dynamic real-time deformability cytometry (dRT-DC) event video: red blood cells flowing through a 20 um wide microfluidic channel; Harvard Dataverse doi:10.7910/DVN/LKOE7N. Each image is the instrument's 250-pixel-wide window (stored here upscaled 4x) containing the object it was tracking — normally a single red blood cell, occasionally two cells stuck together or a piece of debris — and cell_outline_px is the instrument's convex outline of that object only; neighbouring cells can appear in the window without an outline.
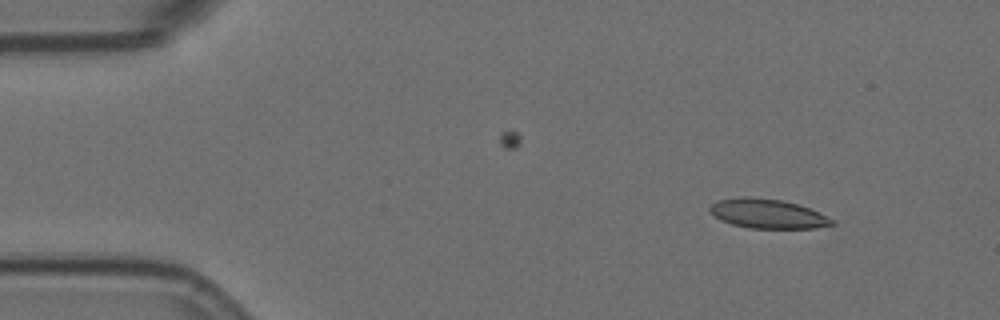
{"species": "Egyptian fruit bat (a non-hibernating species)", "species_latin": "Rousettus aegyptiacus", "temperature_condition": "room temperature", "stored_images_in_passage": 5, "camera_frame_rate_fps": 3000, "um_per_image_px": 0.085, "animal": {"sex": "female"}, "frame": {"image": 1, "passage_image": 1, "time_ms": 0.0, "image_size_px": [1000, 320], "cell_outline_px": [[836, 224], [816, 228], [748, 228], [732, 224], [720, 220], [708, 208], [716, 200], [744, 196], [752, 196], [784, 200], [808, 208], [836, 220]], "centroid_in_image_um": [65.25, 18.16], "position_along_channel_um": 19.7, "area_um2": 20.98}}
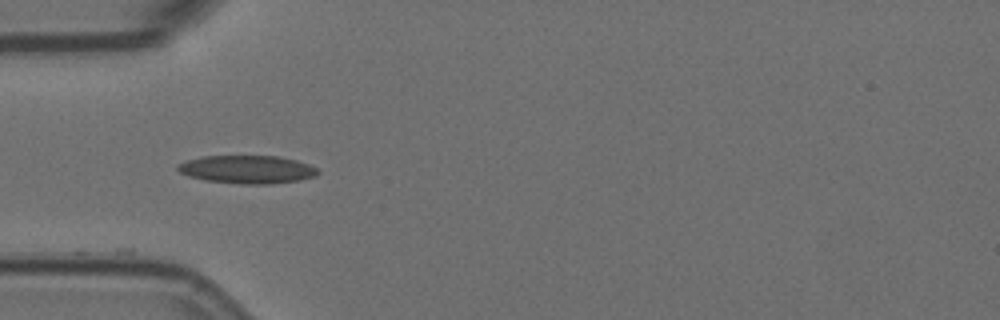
{"frame": {"image": 2, "passage_image": 4, "time_ms": 1.0, "image_size_px": [1000, 320], "cell_outline_px": [[320, 172], [316, 176], [300, 180], [268, 184], [240, 184], [204, 180], [188, 176], [180, 172], [176, 168], [176, 164], [184, 160], [204, 156], [276, 156], [296, 160], [308, 164], [316, 168]], "centroid_in_image_um": [20.98, 14.4], "position_along_channel_um": 64.0, "area_um2": 23.06}}
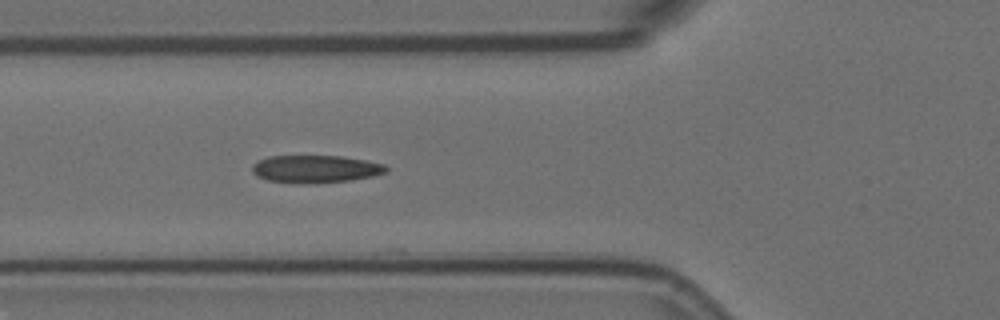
{"frame": {"image": 3, "passage_image": 5, "time_ms": 1.333, "image_size_px": [1000, 320], "cell_outline_px": [[388, 172], [372, 176], [352, 180], [316, 184], [300, 184], [268, 180], [256, 176], [252, 172], [252, 164], [268, 156], [340, 156], [364, 160], [384, 164], [388, 168]], "centroid_in_image_um": [26.81, 14.38], "position_along_channel_um": 99.0, "area_um2": 21.73}}